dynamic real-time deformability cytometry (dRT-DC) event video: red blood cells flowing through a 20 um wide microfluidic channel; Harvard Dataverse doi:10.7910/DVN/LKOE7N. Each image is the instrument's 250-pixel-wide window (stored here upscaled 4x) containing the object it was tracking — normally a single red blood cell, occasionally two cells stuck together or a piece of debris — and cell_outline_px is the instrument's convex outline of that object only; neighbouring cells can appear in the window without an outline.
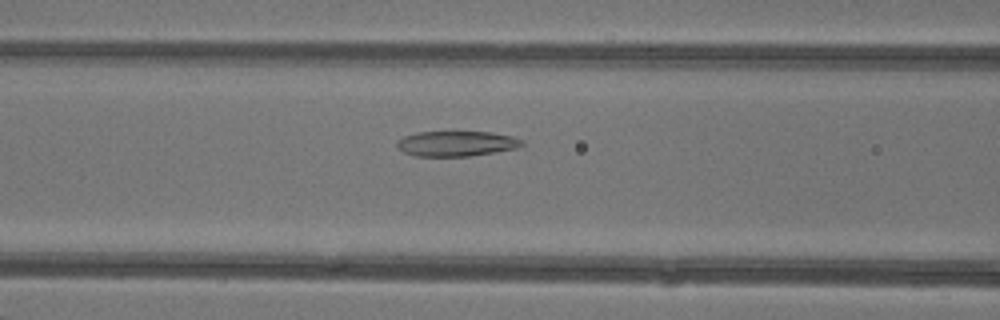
{"species": "common noctule bat (a hibernating species)", "species_latin": "Nyctalus noctula", "temperature_condition": "warm", "stored_images_in_passage": 36, "camera_frame_rate_fps": 3000, "um_per_image_px": 0.085, "animal": {"sex": "female"}, "frame": {"image": 1, "passage_image": 9, "time_ms": 2.667, "image_size_px": [1000, 320], "cell_outline_px": [[524, 144], [520, 148], [496, 152], [468, 156], [412, 156], [396, 148], [396, 140], [404, 136], [416, 132], [488, 132], [512, 136], [524, 140]], "centroid_in_image_um": [38.79, 12.21], "position_along_channel_um": 127.8, "area_um2": 18.61}}
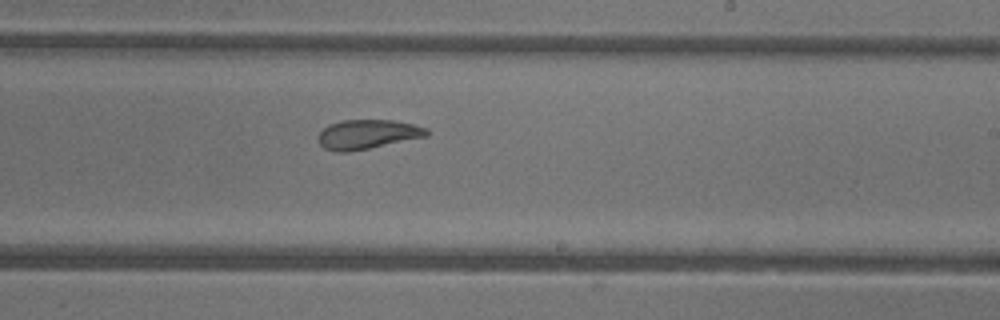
{"frame": {"image": 2, "passage_image": 18, "time_ms": 5.667, "image_size_px": [1000, 320], "cell_outline_px": [[432, 132], [428, 136], [348, 152], [336, 152], [324, 148], [316, 140], [316, 136], [328, 124], [344, 120], [392, 120], [412, 124], [428, 128]], "centroid_in_image_um": [31.22, 11.41], "position_along_channel_um": 257.8, "area_um2": 18.67}}
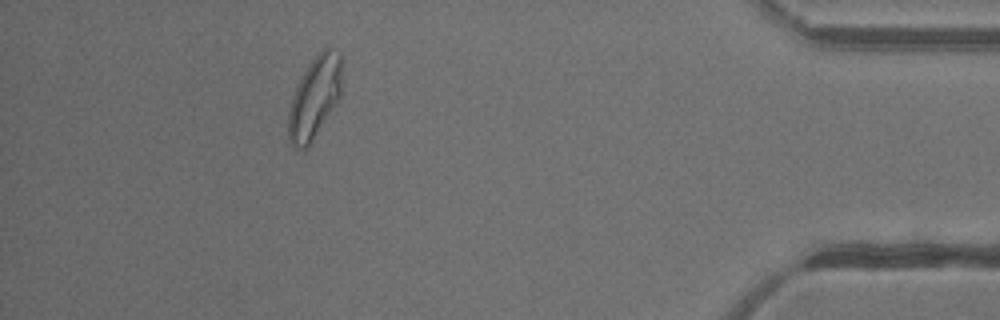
{"frame": {"image": 3, "passage_image": 32, "time_ms": 10.333, "image_size_px": [1000, 320], "cell_outline_px": [[340, 92], [332, 108], [312, 140], [304, 148], [300, 148], [292, 144], [288, 140], [288, 108], [296, 84], [312, 60], [324, 48], [328, 48], [340, 52]], "centroid_in_image_um": [26.69, 8.27], "position_along_channel_um": 408.5, "area_um2": 24.57}, "authors_computed_cell_mechanics": {"area_um2": 20.3167, "velocity_mm_per_s": 4.3279, "shape_relaxation_time_tau1_ms": null, "shape_relaxation_time_tau2_ms": 1.8122, "deformation_change_tau1": null, "deformation_change_tau2": 0.0817}}